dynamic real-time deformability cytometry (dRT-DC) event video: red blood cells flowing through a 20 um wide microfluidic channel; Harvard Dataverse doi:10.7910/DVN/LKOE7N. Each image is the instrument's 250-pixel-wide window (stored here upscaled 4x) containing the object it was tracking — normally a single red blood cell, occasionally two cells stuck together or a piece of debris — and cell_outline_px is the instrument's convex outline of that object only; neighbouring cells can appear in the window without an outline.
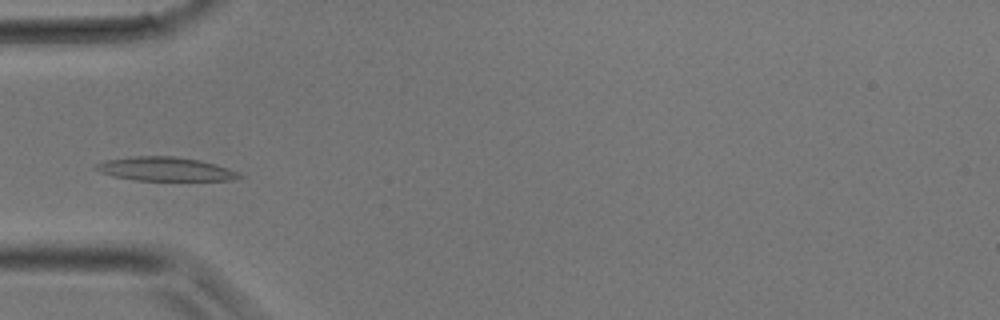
{"species": "common noctule bat (a hibernating species)", "species_latin": "Nyctalus noctula", "temperature_condition": "room temperature", "stored_images_in_passage": 25, "camera_frame_rate_fps": 3000, "um_per_image_px": 0.085, "animal": {"sex": "male", "body_mass_g": 17.9}, "frame": {"image": 1, "passage_image": 5, "time_ms": 1.333, "image_size_px": [1000, 320], "cell_outline_px": [[244, 176], [232, 180], [136, 180], [112, 176], [100, 172], [92, 168], [96, 164], [104, 160], [132, 156], [176, 156], [200, 160], [216, 164], [228, 168]], "centroid_in_image_um": [14.0, 14.36], "position_along_channel_um": 71.0, "area_um2": 19.94}}
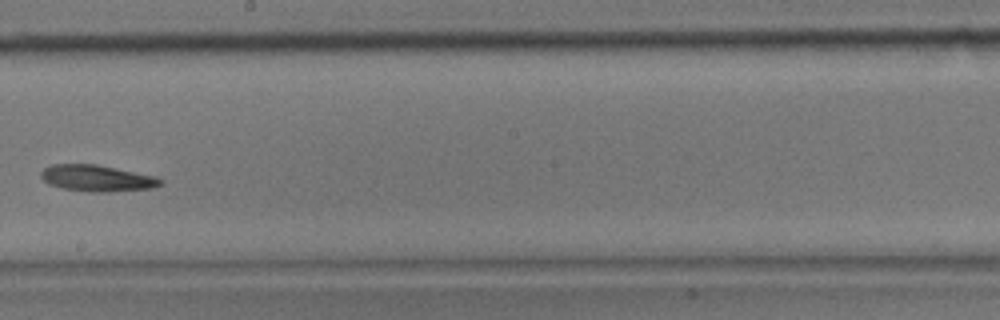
{"frame": {"image": 2, "passage_image": 14, "time_ms": 4.333, "image_size_px": [1000, 320], "cell_outline_px": [[164, 184], [152, 188], [108, 192], [92, 192], [60, 188], [48, 184], [40, 176], [40, 172], [44, 168], [52, 164], [96, 164], [156, 176], [164, 180]], "centroid_in_image_um": [8.26, 15.15], "position_along_channel_um": 239.9, "area_um2": 18.55}}
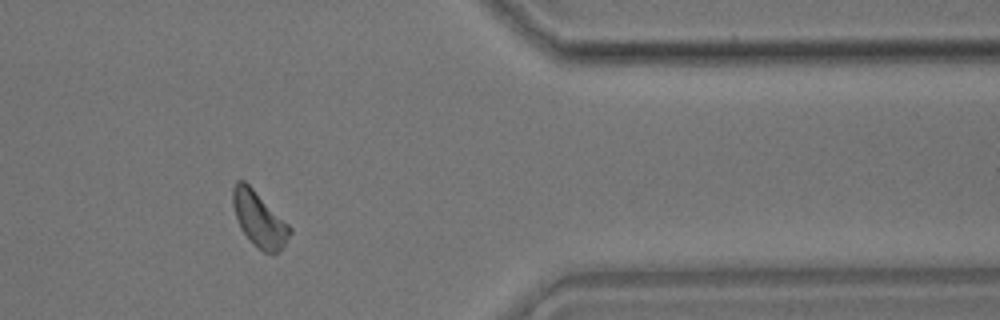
{"frame": {"image": 3, "passage_image": 23, "time_ms": 7.333, "image_size_px": [1000, 320], "cell_outline_px": [[292, 232], [284, 244], [276, 252], [264, 252], [240, 228], [232, 204], [232, 188], [236, 180], [244, 180], [292, 228]], "centroid_in_image_um": [22.0, 18.58], "position_along_channel_um": 389.4, "area_um2": 17.57}}